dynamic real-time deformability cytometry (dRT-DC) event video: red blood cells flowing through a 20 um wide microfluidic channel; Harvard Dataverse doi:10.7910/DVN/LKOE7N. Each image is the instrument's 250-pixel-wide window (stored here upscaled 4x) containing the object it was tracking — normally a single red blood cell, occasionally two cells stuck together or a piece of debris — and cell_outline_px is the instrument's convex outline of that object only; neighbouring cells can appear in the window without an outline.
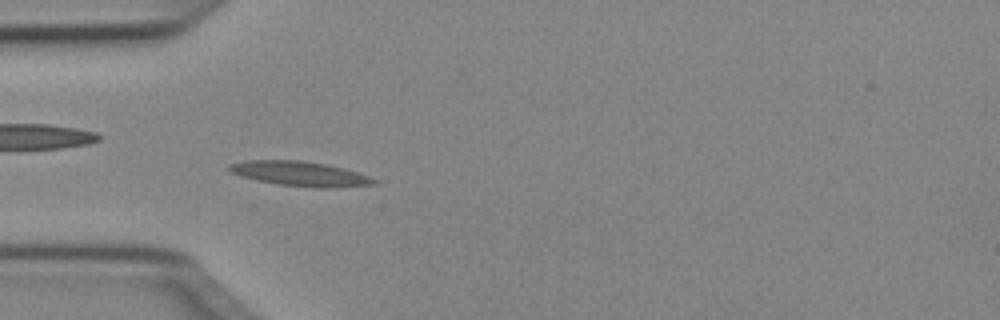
{"species": "Egyptian fruit bat (a non-hibernating species)", "species_latin": "Rousettus aegyptiacus", "temperature_condition": "cold", "stored_images_in_passage": 49, "camera_frame_rate_fps": 3000, "um_per_image_px": 0.085, "animal": {"sex": "female"}, "frame": {"image": 1, "passage_image": 14, "time_ms": 4.333, "image_size_px": [1000, 320], "cell_outline_px": [[376, 184], [328, 188], [316, 188], [276, 184], [256, 180], [240, 176], [232, 172], [228, 168], [228, 164], [248, 160], [304, 160], [344, 168], [368, 176], [376, 180]], "centroid_in_image_um": [25.47, 14.77], "position_along_channel_um": 59.5, "area_um2": 20.75}}
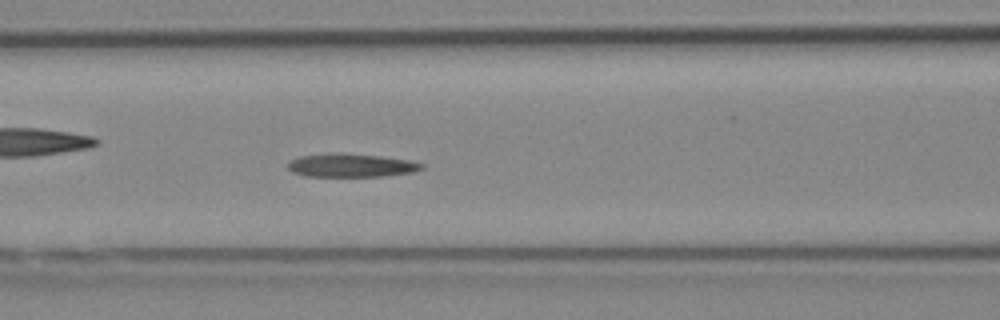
{"frame": {"image": 2, "passage_image": 20, "time_ms": 6.333, "image_size_px": [1000, 320], "cell_outline_px": [[424, 168], [412, 172], [384, 176], [304, 176], [292, 172], [288, 168], [288, 164], [292, 160], [300, 156], [380, 156], [408, 160], [424, 164]], "centroid_in_image_um": [29.91, 14.11], "position_along_channel_um": 136.7, "area_um2": 16.99}}
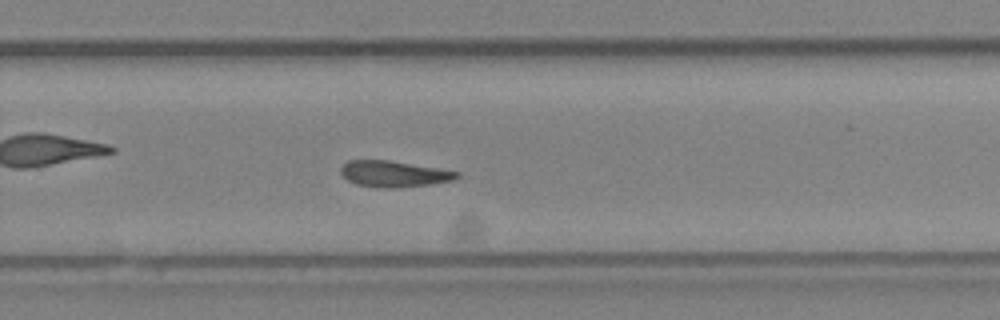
{"frame": {"image": 3, "passage_image": 32, "time_ms": 10.333, "image_size_px": [1000, 320], "cell_outline_px": [[460, 176], [452, 180], [432, 184], [396, 188], [376, 188], [356, 184], [348, 180], [340, 172], [340, 168], [348, 160], [388, 160], [460, 172]], "centroid_in_image_um": [33.46, 14.79], "position_along_channel_um": 296.3, "area_um2": 17.63}}